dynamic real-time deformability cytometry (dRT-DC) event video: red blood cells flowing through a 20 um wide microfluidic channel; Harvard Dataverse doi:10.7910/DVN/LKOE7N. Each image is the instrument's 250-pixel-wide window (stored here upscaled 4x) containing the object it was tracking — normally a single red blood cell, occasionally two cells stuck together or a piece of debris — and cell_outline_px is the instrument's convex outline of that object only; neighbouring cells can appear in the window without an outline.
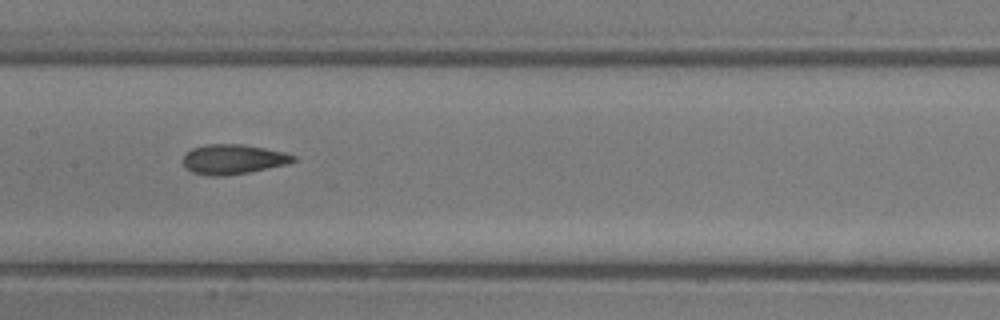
{"species": "common noctule bat (a hibernating species)", "species_latin": "Nyctalus noctula", "temperature_condition": "room temperature", "stored_images_in_passage": 6, "camera_frame_rate_fps": 3000, "um_per_image_px": 0.085, "animal": {"sex": "male", "body_mass_g": 13.3}, "frame": {"image": 1, "passage_image": 6, "time_ms": 6.333, "image_size_px": [1000, 320], "cell_outline_px": [[296, 160], [288, 164], [248, 172], [224, 176], [208, 176], [192, 172], [184, 164], [184, 156], [192, 148], [204, 144], [240, 144], [264, 148], [284, 152], [296, 156]], "centroid_in_image_um": [19.83, 13.54], "position_along_channel_um": 187.6, "area_um2": 19.02}}